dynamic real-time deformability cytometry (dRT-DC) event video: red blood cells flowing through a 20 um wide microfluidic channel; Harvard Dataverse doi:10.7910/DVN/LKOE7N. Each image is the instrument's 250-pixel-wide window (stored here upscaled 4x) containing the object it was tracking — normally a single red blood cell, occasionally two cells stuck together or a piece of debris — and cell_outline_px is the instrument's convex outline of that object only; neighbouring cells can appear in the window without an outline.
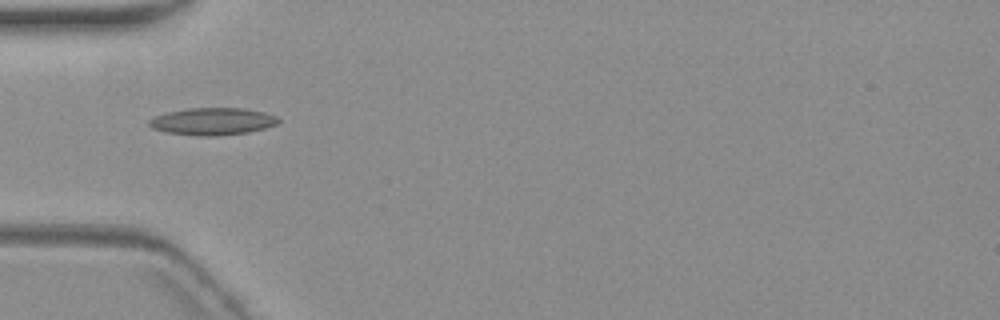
{"species": "common noctule bat (a hibernating species)", "species_latin": "Nyctalus noctula", "temperature_condition": "warm", "stored_images_in_passage": 4, "camera_frame_rate_fps": 3000, "um_per_image_px": 0.085, "animal": {"sex": "female", "body_mass_g": 19.3, "forearm_length_mm": 54.1}, "frame": {"image": 1, "passage_image": 1, "time_ms": 0.0, "image_size_px": [1000, 320], "cell_outline_px": [[280, 120], [276, 124], [264, 128], [248, 132], [216, 136], [196, 136], [164, 132], [152, 128], [148, 124], [148, 120], [156, 116], [168, 112], [188, 108], [244, 108], [264, 112], [276, 116]], "centroid_in_image_um": [18.05, 10.32], "position_along_channel_um": 67.0, "area_um2": 20.52}}
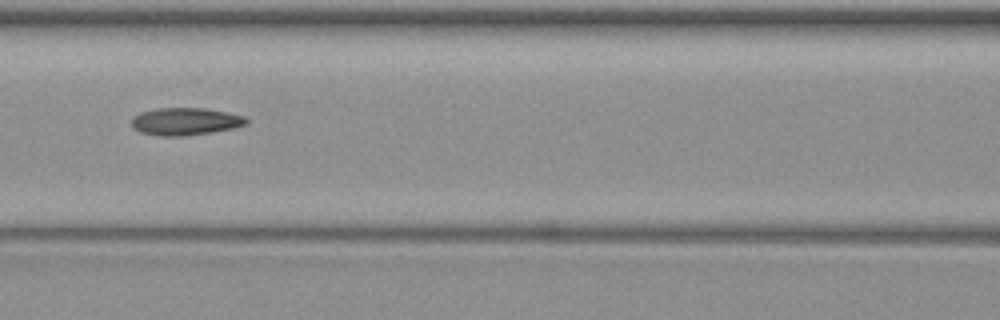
{"frame": {"image": 2, "passage_image": 3, "time_ms": 2.333, "image_size_px": [1000, 320], "cell_outline_px": [[248, 124], [232, 128], [208, 132], [180, 136], [160, 136], [140, 132], [132, 124], [132, 120], [140, 112], [156, 108], [204, 108], [228, 112], [244, 116], [248, 120]], "centroid_in_image_um": [15.77, 10.31], "position_along_channel_um": 150.8, "area_um2": 18.09}}
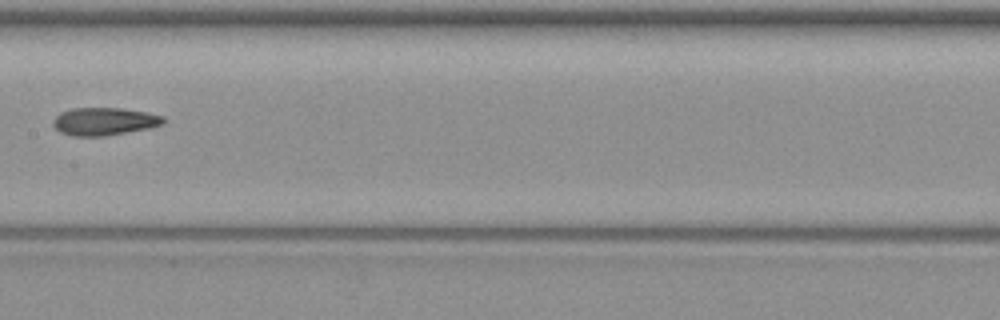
{"frame": {"image": 3, "passage_image": 4, "time_ms": 3.667, "image_size_px": [1000, 320], "cell_outline_px": [[164, 124], [148, 128], [104, 136], [72, 136], [60, 132], [52, 124], [52, 120], [60, 112], [72, 108], [124, 108], [148, 112], [164, 116]], "centroid_in_image_um": [8.85, 10.31], "position_along_channel_um": 198.5, "area_um2": 17.92}}